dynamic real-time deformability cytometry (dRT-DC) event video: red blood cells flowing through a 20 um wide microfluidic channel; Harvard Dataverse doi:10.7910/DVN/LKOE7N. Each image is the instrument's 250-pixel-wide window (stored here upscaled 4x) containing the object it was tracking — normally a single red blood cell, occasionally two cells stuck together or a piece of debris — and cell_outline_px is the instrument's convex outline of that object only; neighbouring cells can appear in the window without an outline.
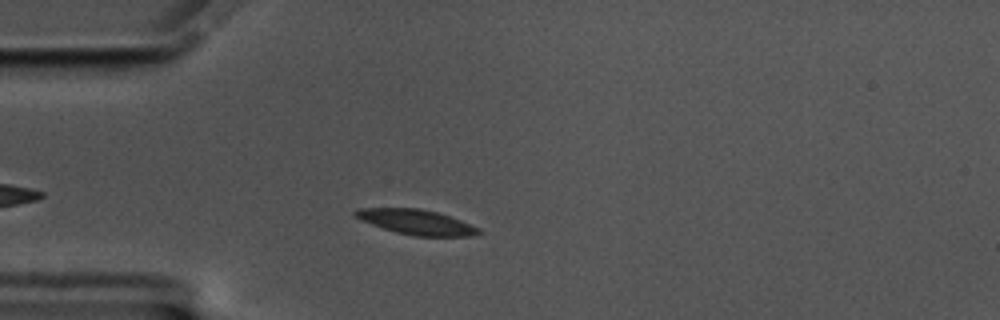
{"species": "common noctule bat (a hibernating species)", "species_latin": "Nyctalus noctula", "temperature_condition": "cold", "stored_images_in_passage": 45, "camera_frame_rate_fps": 3000, "um_per_image_px": 0.085, "animal": {"sex": "male", "body_mass_g": 17.5, "forearm_length_mm": 52.3}, "frame": {"image": 1, "passage_image": 2, "time_ms": 0.333, "image_size_px": [1000, 320], "cell_outline_px": [[480, 232], [472, 236], [412, 236], [396, 232], [360, 220], [352, 216], [352, 212], [356, 208], [420, 208], [436, 212], [460, 220], [480, 228]], "centroid_in_image_um": [35.33, 18.87], "position_along_channel_um": 49.7, "area_um2": 17.92}}
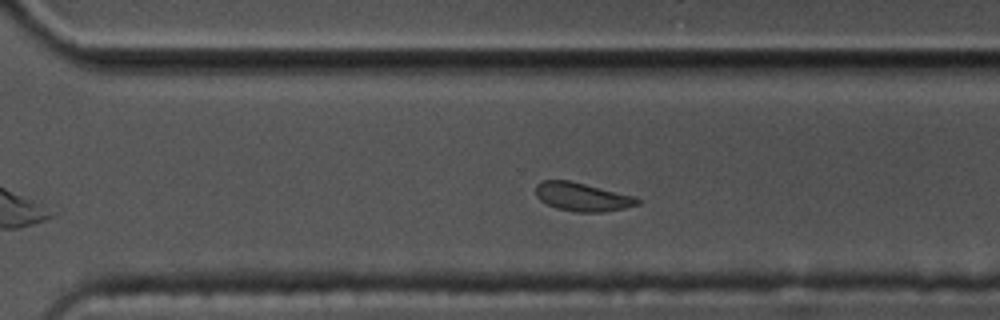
{"frame": {"image": 2, "passage_image": 27, "time_ms": 8.667, "image_size_px": [1000, 320], "cell_outline_px": [[640, 204], [624, 208], [604, 212], [576, 212], [556, 208], [540, 200], [536, 196], [536, 184], [544, 180], [568, 180], [636, 196], [640, 200]], "centroid_in_image_um": [49.51, 16.74], "position_along_channel_um": 321.1, "area_um2": 16.88}}
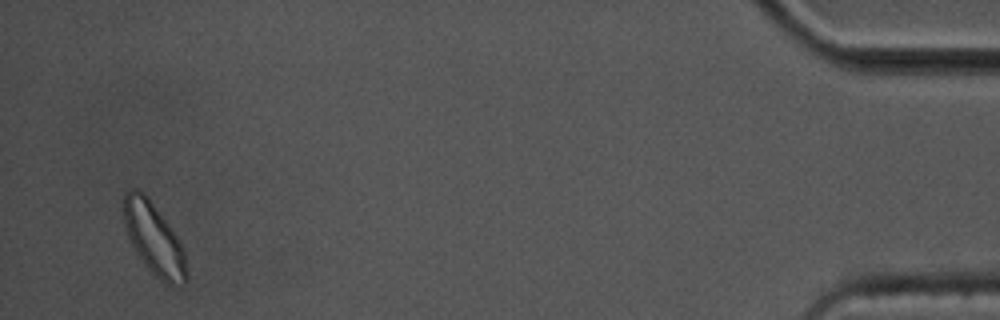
{"frame": {"image": 3, "passage_image": 43, "time_ms": 14.0, "image_size_px": [1000, 320], "cell_outline_px": [[188, 280], [184, 284], [164, 284], [144, 264], [136, 252], [128, 236], [124, 224], [124, 192], [128, 188], [136, 188], [144, 192], [148, 196], [168, 224], [176, 236], [184, 252], [188, 272]], "centroid_in_image_um": [13.08, 20.29], "position_along_channel_um": 422.1, "area_um2": 26.18}, "authors_computed_cell_mechanics": {"area_um2": 18.0336, "velocity_mm_per_s": 3.4063, "shape_relaxation_time_tau1_ms": 2.602, "shape_relaxation_time_tau2_ms": 4.6951, "deformation_change_tau1": 0.0786, "deformation_change_tau2": 0.0946}}